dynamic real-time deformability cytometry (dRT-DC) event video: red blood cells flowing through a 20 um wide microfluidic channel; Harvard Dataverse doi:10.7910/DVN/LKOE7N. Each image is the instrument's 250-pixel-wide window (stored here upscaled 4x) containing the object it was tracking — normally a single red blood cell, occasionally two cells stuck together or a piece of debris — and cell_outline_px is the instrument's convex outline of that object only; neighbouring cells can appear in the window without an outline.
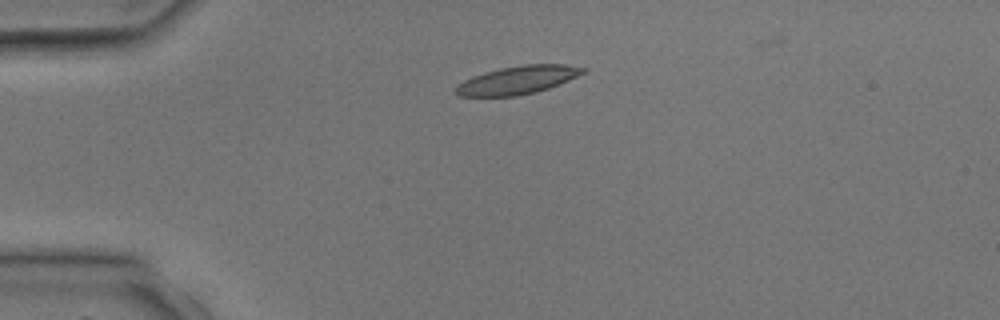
{"species": "common noctule bat (a hibernating species)", "species_latin": "Nyctalus noctula", "temperature_condition": "room temperature", "stored_images_in_passage": 2, "camera_frame_rate_fps": 3000, "um_per_image_px": 0.085, "animal": {"sex": "male", "body_mass_g": 17.9, "forearm_length_mm": 54.2}, "frame": {"image": 1, "passage_image": 1, "time_ms": 0.0, "image_size_px": [1000, 320], "cell_outline_px": [[588, 72], [548, 88], [536, 92], [516, 96], [460, 96], [456, 92], [456, 88], [464, 80], [472, 76], [484, 72], [500, 68], [524, 64], [564, 64], [588, 68]], "centroid_in_image_um": [44.06, 6.79], "position_along_channel_um": 40.9, "area_um2": 20.81}}
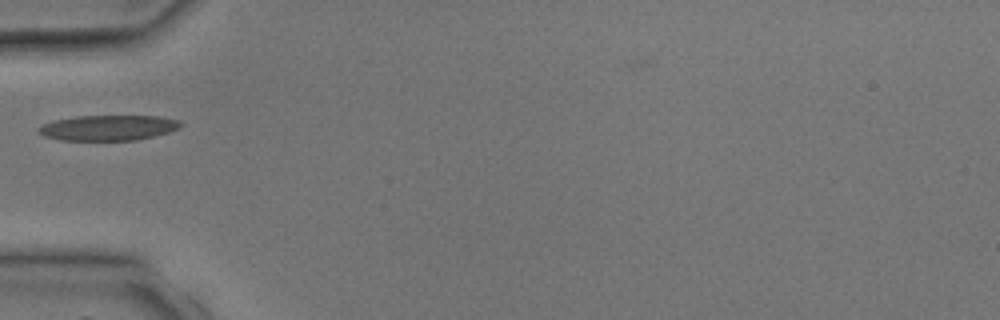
{"frame": {"image": 2, "passage_image": 2, "time_ms": 1.333, "image_size_px": [1000, 320], "cell_outline_px": [[184, 124], [180, 128], [168, 132], [136, 140], [60, 140], [44, 136], [36, 132], [36, 128], [52, 120], [76, 116], [156, 116], [180, 120]], "centroid_in_image_um": [9.17, 10.86], "position_along_channel_um": 75.8, "area_um2": 21.1}}